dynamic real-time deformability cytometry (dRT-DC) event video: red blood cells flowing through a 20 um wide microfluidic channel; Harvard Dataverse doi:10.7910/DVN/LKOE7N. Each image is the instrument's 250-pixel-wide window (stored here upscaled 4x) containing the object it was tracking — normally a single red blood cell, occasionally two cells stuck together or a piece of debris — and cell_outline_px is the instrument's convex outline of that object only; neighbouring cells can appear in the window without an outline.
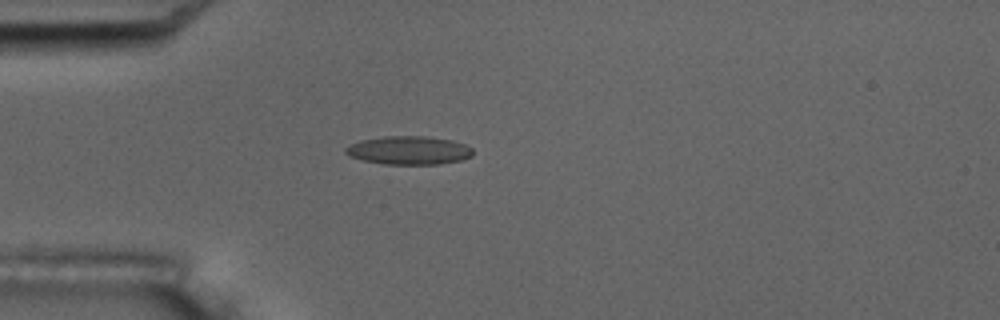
{"species": "common noctule bat (a hibernating species)", "species_latin": "Nyctalus noctula", "temperature_condition": "room temperature", "stored_images_in_passage": 4, "camera_frame_rate_fps": 3000, "um_per_image_px": 0.085, "animal": {"sex": "male", "body_mass_g": 17.5, "forearm_length_mm": 52.3}, "frame": {"image": 1, "passage_image": 4, "time_ms": 4.333, "image_size_px": [1000, 320], "cell_outline_px": [[472, 156], [460, 160], [440, 164], [384, 164], [364, 160], [348, 156], [344, 152], [344, 148], [348, 144], [360, 140], [384, 136], [424, 136], [452, 140], [464, 144], [472, 148]], "centroid_in_image_um": [34.71, 12.77], "position_along_channel_um": 50.3, "area_um2": 21.15}}